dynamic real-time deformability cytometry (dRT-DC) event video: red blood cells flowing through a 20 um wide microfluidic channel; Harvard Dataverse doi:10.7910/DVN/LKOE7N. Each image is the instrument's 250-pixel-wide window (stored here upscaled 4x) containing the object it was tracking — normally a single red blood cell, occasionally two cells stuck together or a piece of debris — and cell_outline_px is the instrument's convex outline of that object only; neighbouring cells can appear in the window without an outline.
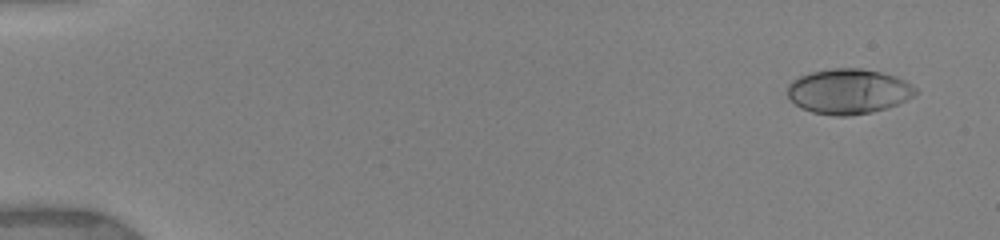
{"species": "human", "species_latin": "Homo sapiens", "temperature_condition": "warm", "stored_images_in_passage": 29, "camera_frame_rate_fps": 3000, "um_per_image_px": 0.085, "donor": {"sex": "female"}, "frame": {"image": 1, "passage_image": 2, "time_ms": 0.667, "image_size_px": [1000, 240], "cell_outline_px": [[920, 92], [916, 96], [908, 100], [888, 108], [872, 112], [848, 116], [832, 116], [812, 112], [800, 108], [788, 96], [788, 84], [792, 80], [800, 76], [812, 72], [832, 68], [860, 68], [880, 72], [896, 76], [912, 84]], "centroid_in_image_um": [72.17, 7.78], "position_along_channel_um": 12.8, "area_um2": 33.99}}
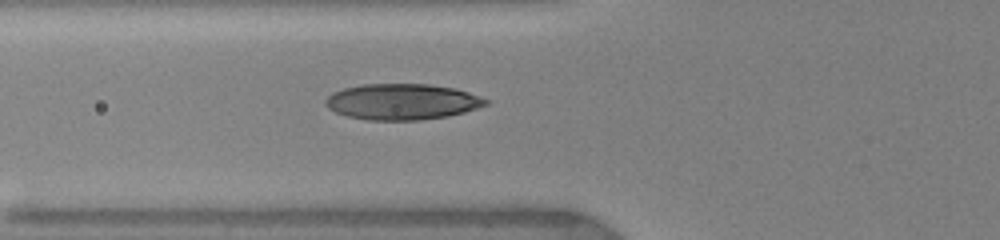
{"frame": {"image": 2, "passage_image": 10, "time_ms": 6.333, "image_size_px": [1000, 240], "cell_outline_px": [[488, 104], [464, 112], [448, 116], [420, 120], [368, 120], [348, 116], [336, 112], [328, 108], [324, 104], [324, 100], [332, 92], [344, 88], [364, 84], [428, 84], [452, 88], [468, 92], [480, 96], [488, 100]], "centroid_in_image_um": [34.15, 8.65], "position_along_channel_um": 91.6, "area_um2": 33.47}}
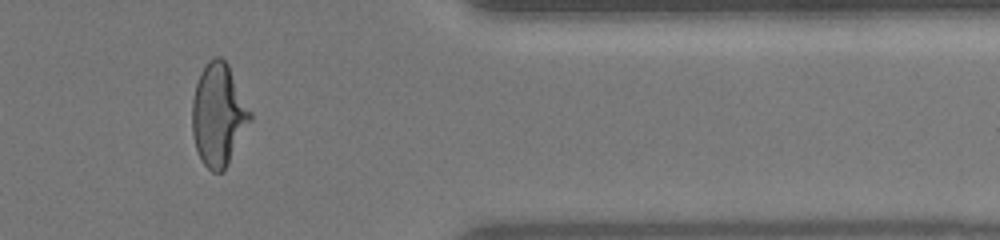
{"frame": {"image": 3, "passage_image": 25, "time_ms": 14.333, "image_size_px": [1000, 240], "cell_outline_px": [[252, 116], [224, 172], [212, 172], [200, 160], [196, 148], [192, 132], [192, 100], [196, 84], [200, 72], [208, 60], [216, 56], [220, 56], [228, 64], [252, 112]], "centroid_in_image_um": [18.55, 9.74], "position_along_channel_um": 392.8, "area_um2": 34.51}, "authors_computed_cell_mechanics": {"area_um2": 33.0616, "velocity_mm_per_s": 3.9339, "shape_relaxation_time_tau1_ms": 6.9136, "shape_relaxation_time_tau2_ms": null, "deformation_change_tau1": 0.2523, "deformation_change_tau2": null}}